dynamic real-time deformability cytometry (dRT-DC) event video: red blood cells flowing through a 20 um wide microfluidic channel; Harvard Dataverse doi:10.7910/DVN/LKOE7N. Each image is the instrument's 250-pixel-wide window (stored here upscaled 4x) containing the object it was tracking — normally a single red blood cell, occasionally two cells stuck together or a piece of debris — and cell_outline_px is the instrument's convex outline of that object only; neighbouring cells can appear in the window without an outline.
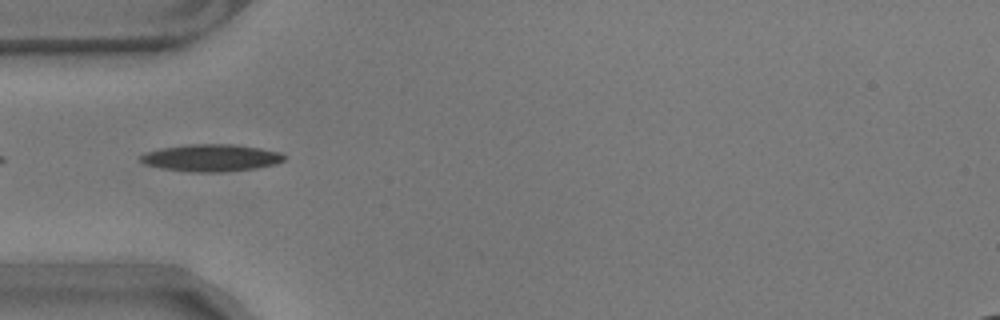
{"species": "common noctule bat (a hibernating species)", "species_latin": "Nyctalus noctula", "temperature_condition": "warm", "stored_images_in_passage": 41, "camera_frame_rate_fps": 3000, "um_per_image_px": 0.085, "animal": {"sex": "male", "body_mass_g": 17.9}, "frame": {"image": 1, "passage_image": 2, "time_ms": 0.333, "image_size_px": [1000, 320], "cell_outline_px": [[288, 156], [284, 160], [276, 164], [256, 168], [220, 172], [188, 172], [160, 168], [144, 164], [140, 160], [140, 156], [144, 152], [160, 148], [192, 144], [232, 144], [260, 148], [280, 152]], "centroid_in_image_um": [17.94, 13.42], "position_along_channel_um": 67.1, "area_um2": 22.89}}
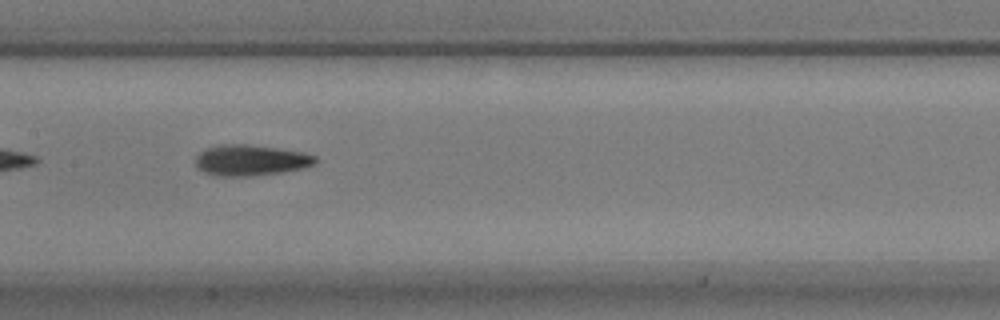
{"frame": {"image": 2, "passage_image": 12, "time_ms": 3.667, "image_size_px": [1000, 320], "cell_outline_px": [[316, 164], [304, 168], [284, 172], [248, 176], [216, 176], [204, 172], [196, 168], [196, 156], [204, 148], [220, 144], [248, 144], [304, 152], [316, 156]], "centroid_in_image_um": [21.3, 13.62], "position_along_channel_um": 186.1, "area_um2": 21.79}}
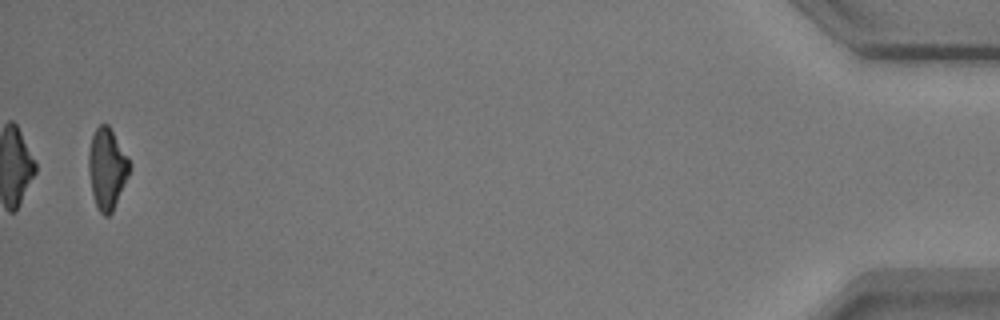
{"frame": {"image": 3, "passage_image": 40, "time_ms": 13.0, "image_size_px": [1000, 320], "cell_outline_px": [[132, 168], [112, 212], [108, 216], [104, 216], [100, 212], [96, 204], [92, 192], [88, 168], [88, 152], [92, 136], [96, 128], [100, 124], [108, 124], [132, 164]], "centroid_in_image_um": [9.11, 14.32], "position_along_channel_um": 426.1, "area_um2": 19.25}, "authors_computed_cell_mechanics": {"area_um2": 20.4612, "velocity_mm_per_s": 3.5479, "shape_relaxation_time_tau1_ms": 3.306, "shape_relaxation_time_tau2_ms": 5.3594, "deformation_change_tau1": 0.1422, "deformation_change_tau2": 0.1513}}